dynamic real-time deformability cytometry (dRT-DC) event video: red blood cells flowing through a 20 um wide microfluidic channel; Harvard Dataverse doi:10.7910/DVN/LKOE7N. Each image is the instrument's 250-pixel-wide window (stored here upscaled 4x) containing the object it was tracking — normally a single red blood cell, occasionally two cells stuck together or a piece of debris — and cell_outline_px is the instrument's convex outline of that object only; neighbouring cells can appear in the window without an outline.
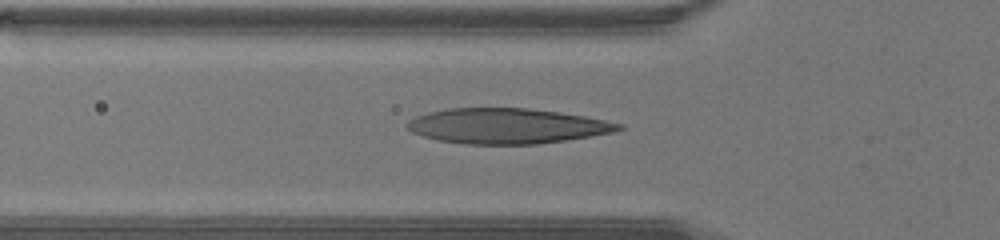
{"species": "human", "species_latin": "Homo sapiens", "temperature_condition": "warm", "stored_images_in_passage": 18, "camera_frame_rate_fps": 3000, "um_per_image_px": 0.085, "donor": {"sex": "male"}, "frame": {"image": 1, "passage_image": 2, "time_ms": 0.333, "image_size_px": [1000, 240], "cell_outline_px": [[624, 128], [612, 132], [592, 136], [536, 144], [464, 144], [436, 140], [412, 132], [404, 124], [408, 120], [416, 116], [428, 112], [448, 108], [528, 108], [560, 112], [584, 116], [624, 124]], "centroid_in_image_um": [43.06, 10.7], "position_along_channel_um": 82.7, "area_um2": 43.47}}
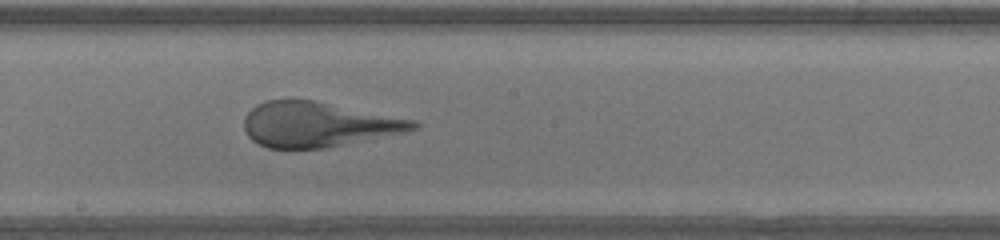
{"frame": {"image": 2, "passage_image": 11, "time_ms": 3.333, "image_size_px": [1000, 240], "cell_outline_px": [[420, 124], [416, 128], [404, 132], [324, 148], [268, 148], [252, 140], [248, 136], [244, 128], [244, 116], [256, 104], [268, 100], [312, 100], [416, 120]], "centroid_in_image_um": [27.0, 10.57], "position_along_channel_um": 221.2, "area_um2": 43.81}}
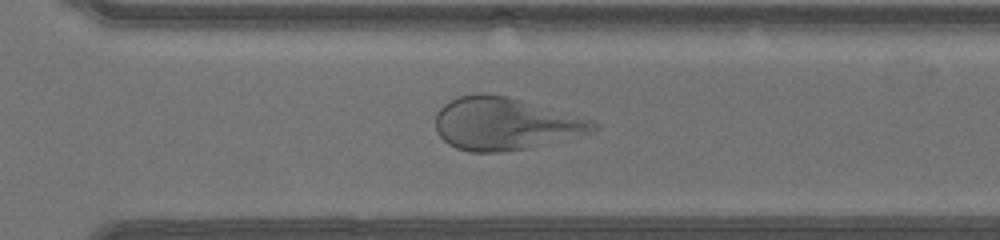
{"frame": {"image": 3, "passage_image": 18, "time_ms": 5.667, "image_size_px": [1000, 240], "cell_outline_px": [[600, 128], [596, 132], [528, 148], [500, 152], [472, 152], [456, 148], [448, 144], [436, 132], [436, 112], [444, 104], [460, 96], [484, 92], [508, 96], [596, 120], [600, 124]], "centroid_in_image_um": [42.99, 10.51], "position_along_channel_um": 327.6, "area_um2": 48.78}}